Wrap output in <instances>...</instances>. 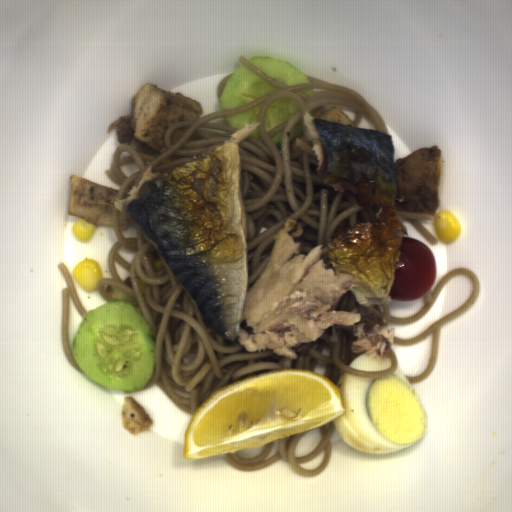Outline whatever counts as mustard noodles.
Here are the masks:
<instances>
[{
    "label": "mustard noodles",
    "instance_id": "964a15a8",
    "mask_svg": "<svg viewBox=\"0 0 512 512\" xmlns=\"http://www.w3.org/2000/svg\"><path fill=\"white\" fill-rule=\"evenodd\" d=\"M319 428L321 430L319 443L310 453L304 456H296L294 449L308 430L280 439L277 452L268 459L264 458L269 455L274 441L265 444L263 452L255 457H245L239 451L223 455L230 466L241 473L259 471L281 461L298 475L316 477L330 465L332 440L337 432L335 420Z\"/></svg>",
    "mask_w": 512,
    "mask_h": 512
},
{
    "label": "mustard noodles",
    "instance_id": "0af2e427",
    "mask_svg": "<svg viewBox=\"0 0 512 512\" xmlns=\"http://www.w3.org/2000/svg\"><path fill=\"white\" fill-rule=\"evenodd\" d=\"M137 237L123 234L121 211L114 205L113 230L117 240L106 257L109 278L97 283V291L104 303L124 301L133 306L153 334L155 363L146 386L138 390H123L124 394L143 392L157 386L179 408L194 414L215 390L250 375L277 369H307L323 361L324 376L336 386L344 372L359 377L380 378L389 376L398 367L397 356L391 348L390 367L380 371L350 369V363L368 352L354 353L351 346L357 325L366 323L365 333L375 324L404 326L426 315L446 283L464 274L472 284V291L464 303L427 327L415 337L395 338L397 346L414 345L431 336L430 360L420 375L405 376L410 384L429 377L435 370L439 338L443 326L470 308L479 298L480 284L474 271L453 268L423 295L424 304L409 317L390 315V302L361 305L353 291L342 295L336 311L358 309L359 323L352 326L333 324L313 343L292 347L296 359L277 355L273 349L248 352L238 341L227 342L219 337L198 311L193 299L183 288L155 246L149 242L134 221ZM123 247L137 252L131 264L118 254ZM115 261L130 271L129 277L120 280L114 268Z\"/></svg>",
    "mask_w": 512,
    "mask_h": 512
},
{
    "label": "mustard noodles",
    "instance_id": "ebdcc1c6",
    "mask_svg": "<svg viewBox=\"0 0 512 512\" xmlns=\"http://www.w3.org/2000/svg\"><path fill=\"white\" fill-rule=\"evenodd\" d=\"M234 73H235V72H234ZM234 73H233V74H234ZM233 74L228 75V76H224V77L221 79V81L217 84L216 95H217L218 100H219V98H220V96H221V94H222V92H223V90H224V88H225V86H226V84H227V82H228L229 78H230Z\"/></svg>",
    "mask_w": 512,
    "mask_h": 512
},
{
    "label": "mustard noodles",
    "instance_id": "66139170",
    "mask_svg": "<svg viewBox=\"0 0 512 512\" xmlns=\"http://www.w3.org/2000/svg\"><path fill=\"white\" fill-rule=\"evenodd\" d=\"M58 268L65 281V288L62 291L61 344L68 361L72 364V366L76 369L78 373H84L75 359L74 352L72 351L70 344V301L73 302V304L75 305L83 319L89 312L80 303L77 288L73 282V279L69 273V270L65 262L59 264Z\"/></svg>",
    "mask_w": 512,
    "mask_h": 512
},
{
    "label": "mustard noodles",
    "instance_id": "33f82286",
    "mask_svg": "<svg viewBox=\"0 0 512 512\" xmlns=\"http://www.w3.org/2000/svg\"><path fill=\"white\" fill-rule=\"evenodd\" d=\"M396 216L400 221H408L428 242L431 244H438L439 240L434 234L424 225L420 219H432L428 214H413L405 211H396Z\"/></svg>",
    "mask_w": 512,
    "mask_h": 512
},
{
    "label": "mustard noodles",
    "instance_id": "7f7daa86",
    "mask_svg": "<svg viewBox=\"0 0 512 512\" xmlns=\"http://www.w3.org/2000/svg\"><path fill=\"white\" fill-rule=\"evenodd\" d=\"M241 56L243 65L265 81L279 88L242 107L221 110L203 115L196 120H183L165 131V145L160 155L151 156L131 145L117 147L112 156L107 176L120 188L117 200L128 197L133 186H138L143 172L151 166V172L166 171L183 164L226 141L238 131L225 122V116L240 114L261 104L258 122L259 138L247 136L240 142V193L242 200L241 221L246 238L248 256V290L266 268L274 236L286 219L302 223L303 234L294 238L300 242V253L307 256L315 246H324L355 224L378 221L380 208L372 203L370 209L357 206L347 190L335 192L318 177V158L313 152L314 143L307 136L302 117L318 107L342 105L354 113L358 126L365 118L377 131L386 133L388 127L381 114L359 92L352 88L307 76L309 82L285 85L269 76ZM311 97L300 90L313 89ZM290 97L297 101L299 111L279 126L265 131L264 117L268 106L277 98ZM301 125L302 136L289 141L294 126ZM282 143L274 145L270 137L282 131ZM135 163L139 170L126 176L120 166ZM379 222V221H378Z\"/></svg>",
    "mask_w": 512,
    "mask_h": 512
}]
</instances>
